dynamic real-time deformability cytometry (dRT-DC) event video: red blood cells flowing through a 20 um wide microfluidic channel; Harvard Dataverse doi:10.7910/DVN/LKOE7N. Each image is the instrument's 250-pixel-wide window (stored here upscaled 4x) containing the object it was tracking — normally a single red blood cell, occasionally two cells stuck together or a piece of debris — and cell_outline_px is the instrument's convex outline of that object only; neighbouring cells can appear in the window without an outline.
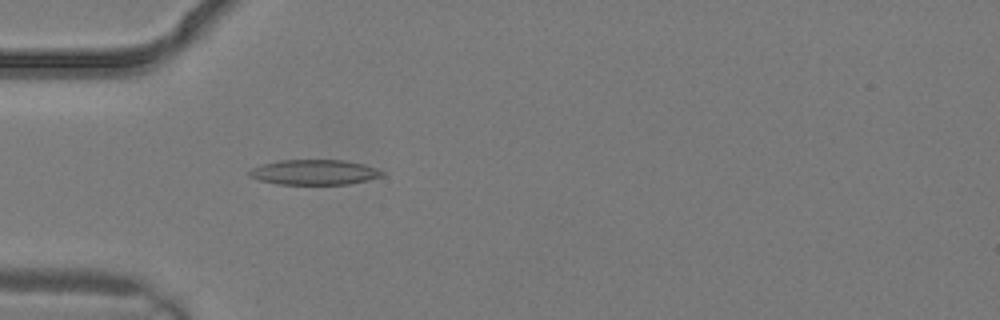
{"species": "common noctule bat (a hibernating species)", "species_latin": "Nyctalus noctula", "temperature_condition": "warm", "stored_images_in_passage": 3, "camera_frame_rate_fps": 3000, "um_per_image_px": 0.085, "animal": {"sex": "male", "body_mass_g": 19.2, "forearm_length_mm": 51.8}, "frame": {"image": 1, "passage_image": 3, "time_ms": 0.667, "image_size_px": [1000, 320], "cell_outline_px": [[384, 176], [368, 180], [348, 184], [276, 184], [260, 180], [248, 176], [248, 172], [252, 168], [264, 164], [280, 160], [344, 160], [364, 164], [376, 168], [384, 172]], "centroid_in_image_um": [26.74, 14.64], "position_along_channel_um": 58.3, "area_um2": 19.42}}